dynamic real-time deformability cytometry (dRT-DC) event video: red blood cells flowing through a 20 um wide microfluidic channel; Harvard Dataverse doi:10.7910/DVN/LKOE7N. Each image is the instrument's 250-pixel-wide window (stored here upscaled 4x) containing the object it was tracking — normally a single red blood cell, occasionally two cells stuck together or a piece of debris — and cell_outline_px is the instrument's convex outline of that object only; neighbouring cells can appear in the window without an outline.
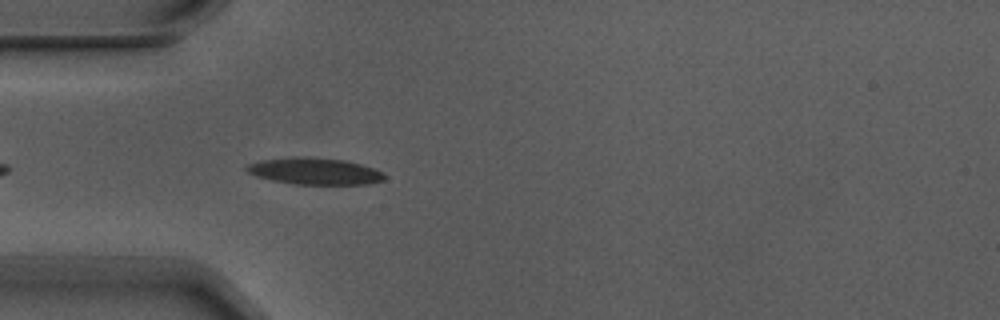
{"species": "Egyptian fruit bat (a non-hibernating species)", "species_latin": "Rousettus aegyptiacus", "temperature_condition": "warm", "stored_images_in_passage": 4, "camera_frame_rate_fps": 3000, "um_per_image_px": 0.085, "animal": {"sex": "male"}, "frame": {"image": 1, "passage_image": 4, "time_ms": 1.0, "image_size_px": [1000, 320], "cell_outline_px": [[384, 180], [368, 184], [292, 184], [272, 180], [256, 176], [248, 172], [244, 168], [248, 164], [260, 160], [288, 156], [308, 156], [344, 160], [360, 164], [384, 172]], "centroid_in_image_um": [26.7, 14.53], "position_along_channel_um": 58.3, "area_um2": 21.62}}